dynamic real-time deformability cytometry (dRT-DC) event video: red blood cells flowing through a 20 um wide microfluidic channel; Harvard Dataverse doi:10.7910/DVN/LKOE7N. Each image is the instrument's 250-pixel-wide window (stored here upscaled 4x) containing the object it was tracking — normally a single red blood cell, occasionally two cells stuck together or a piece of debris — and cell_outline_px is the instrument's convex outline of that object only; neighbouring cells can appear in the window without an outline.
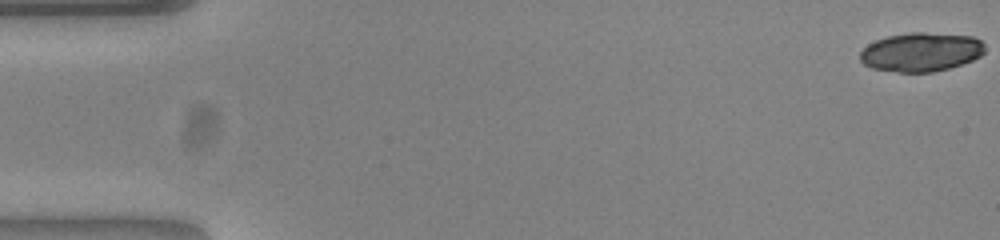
{"species": "common noctule bat (a hibernating species)", "species_latin": "Nyctalus noctula", "temperature_condition": "warm", "stored_images_in_passage": 53, "camera_frame_rate_fps": 3000, "um_per_image_px": 0.085, "animal": {"sex": "female", "body_mass_g": 23.0, "forearm_length_mm": 53.4}, "frame": {"image": 1, "passage_image": 1, "time_ms": 0.0, "image_size_px": [1000, 240], "cell_outline_px": [[984, 52], [980, 56], [972, 60], [948, 68], [932, 72], [900, 72], [872, 68], [864, 64], [860, 60], [860, 52], [868, 44], [876, 40], [888, 36], [912, 32], [924, 32], [972, 36], [980, 40], [984, 44]], "centroid_in_image_um": [78.28, 4.41], "position_along_channel_um": 6.7, "area_um2": 28.15}, "authors_computed_cell_mechanics": {"area_um2": 28.1486, "velocity_mm_per_s": 3.8724, "shape_relaxation_time_tau1_ms": 8.8492, "shape_relaxation_time_tau2_ms": 1.6092, "deformation_change_tau1": 0.2594, "deformation_change_tau2": 0.0544}}